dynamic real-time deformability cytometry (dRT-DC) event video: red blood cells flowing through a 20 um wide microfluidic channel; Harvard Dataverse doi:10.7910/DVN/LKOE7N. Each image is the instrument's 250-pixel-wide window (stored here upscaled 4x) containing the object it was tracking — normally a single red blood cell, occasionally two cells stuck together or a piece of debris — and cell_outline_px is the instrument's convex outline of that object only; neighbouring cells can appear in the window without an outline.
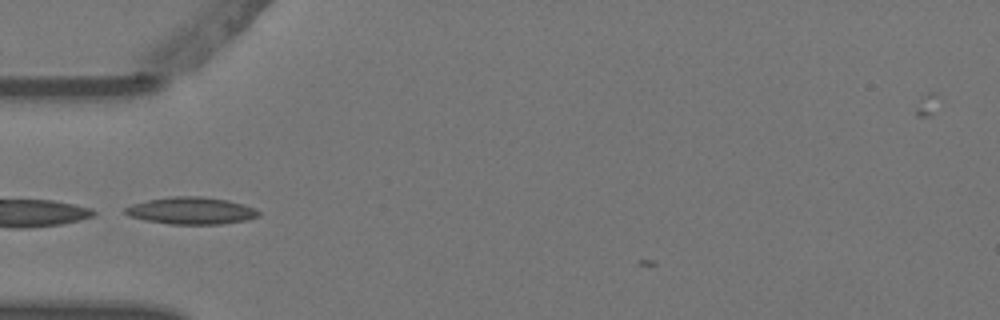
{"species": "Egyptian fruit bat (a non-hibernating species)", "species_latin": "Rousettus aegyptiacus", "temperature_condition": "warm", "stored_images_in_passage": 4, "camera_frame_rate_fps": 3000, "um_per_image_px": 0.085, "animal": {"sex": "female"}, "frame": {"image": 1, "passage_image": 1, "time_ms": 0.0, "image_size_px": [1000, 320], "cell_outline_px": [[260, 216], [248, 220], [220, 224], [168, 224], [144, 220], [128, 216], [124, 212], [124, 208], [132, 204], [148, 200], [172, 196], [200, 196], [228, 200], [244, 204], [256, 208], [260, 212]], "centroid_in_image_um": [16.27, 17.91], "position_along_channel_um": 68.7, "area_um2": 21.27}}
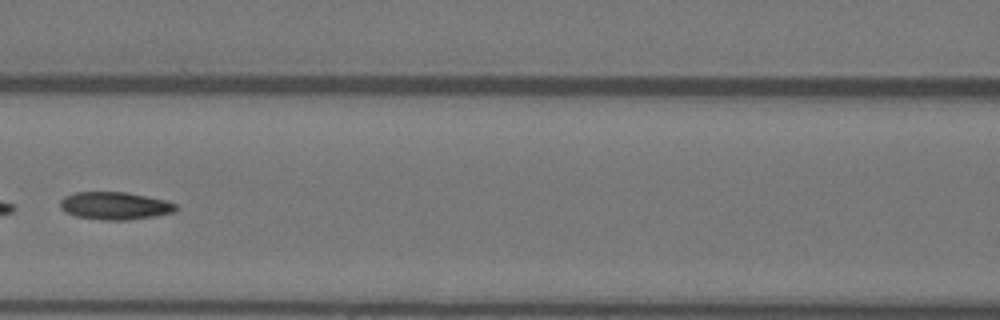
{"frame": {"image": 2, "passage_image": 3, "time_ms": 0.667, "image_size_px": [1000, 320], "cell_outline_px": [[180, 208], [176, 212], [156, 216], [128, 220], [104, 220], [76, 216], [64, 212], [60, 208], [60, 200], [64, 196], [76, 192], [128, 192], [164, 200], [176, 204]], "centroid_in_image_um": [9.78, 17.49], "position_along_channel_um": 156.8, "area_um2": 18.84}}
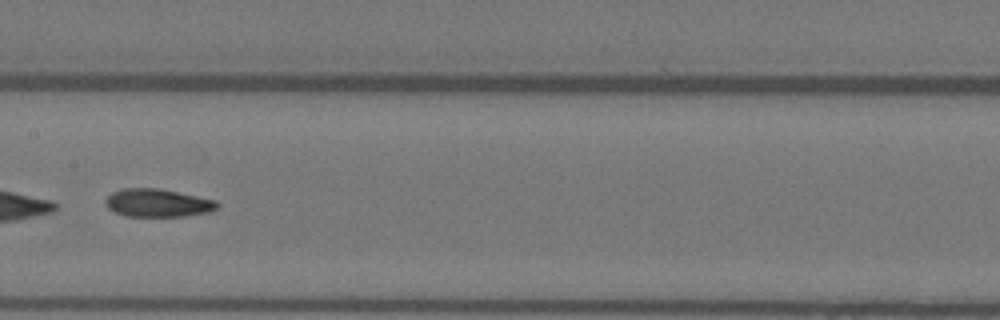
{"frame": {"image": 3, "passage_image": 4, "time_ms": 1.0, "image_size_px": [1000, 320], "cell_outline_px": [[220, 208], [208, 212], [184, 216], [124, 216], [108, 208], [104, 204], [104, 200], [112, 192], [120, 188], [160, 188], [216, 200], [220, 204]], "centroid_in_image_um": [13.4, 17.24], "position_along_channel_um": 194.0, "area_um2": 18.44}}